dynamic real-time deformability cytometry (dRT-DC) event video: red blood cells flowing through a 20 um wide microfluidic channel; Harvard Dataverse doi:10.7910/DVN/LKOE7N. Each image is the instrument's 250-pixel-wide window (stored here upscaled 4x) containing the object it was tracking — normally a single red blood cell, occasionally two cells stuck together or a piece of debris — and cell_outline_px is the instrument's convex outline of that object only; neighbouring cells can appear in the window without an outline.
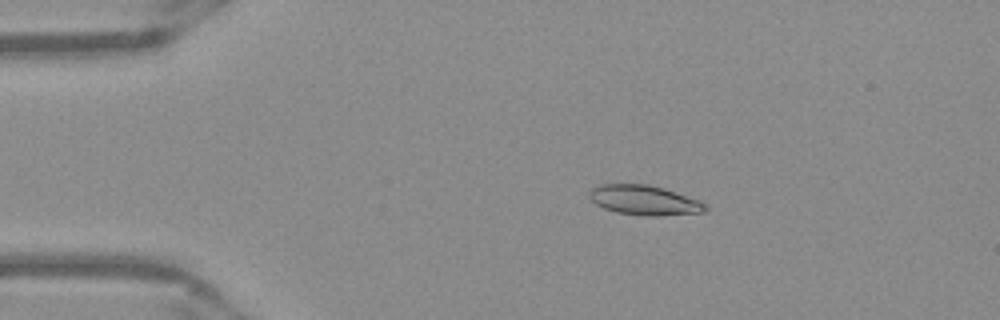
{"species": "Egyptian fruit bat (a non-hibernating species)", "species_latin": "Rousettus aegyptiacus", "temperature_condition": "warm", "stored_images_in_passage": 52, "camera_frame_rate_fps": 3000, "um_per_image_px": 0.085, "frame": {"image": 1, "passage_image": 10, "time_ms": 3.0, "image_size_px": [1000, 320], "cell_outline_px": [[708, 208], [704, 212], [656, 216], [644, 216], [616, 212], [604, 208], [596, 204], [588, 196], [588, 192], [592, 188], [600, 184], [648, 184], [664, 188], [700, 200], [708, 204]], "centroid_in_image_um": [54.78, 17.01], "position_along_channel_um": 30.2, "area_um2": 20.29}}
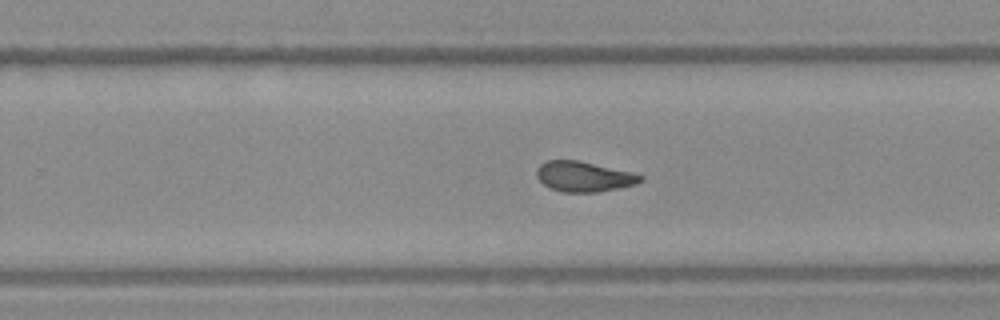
{"frame": {"image": 2, "passage_image": 33, "time_ms": 10.667, "image_size_px": [1000, 320], "cell_outline_px": [[644, 180], [636, 184], [596, 192], [560, 192], [544, 184], [536, 176], [536, 168], [540, 164], [548, 160], [576, 160], [632, 172], [644, 176]], "centroid_in_image_um": [49.62, 15.0], "position_along_channel_um": 280.2, "area_um2": 18.15}}
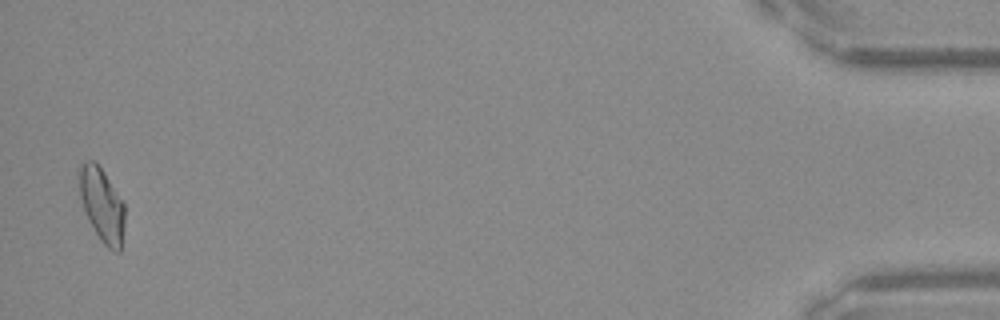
{"frame": {"image": 3, "passage_image": 51, "time_ms": 16.667, "image_size_px": [1000, 320], "cell_outline_px": [[124, 224], [120, 252], [112, 252], [100, 240], [88, 220], [80, 196], [76, 176], [76, 168], [80, 164], [88, 160], [92, 160], [104, 172], [124, 204]], "centroid_in_image_um": [8.62, 17.39], "position_along_channel_um": 426.6, "area_um2": 19.77}, "authors_computed_cell_mechanics": {"area_um2": 18.9295, "velocity_mm_per_s": 3.9319, "shape_relaxation_time_tau1_ms": 5.4432, "shape_relaxation_time_tau2_ms": 1.4814, "deformation_change_tau1": 0.1925, "deformation_change_tau2": 0.0766}}